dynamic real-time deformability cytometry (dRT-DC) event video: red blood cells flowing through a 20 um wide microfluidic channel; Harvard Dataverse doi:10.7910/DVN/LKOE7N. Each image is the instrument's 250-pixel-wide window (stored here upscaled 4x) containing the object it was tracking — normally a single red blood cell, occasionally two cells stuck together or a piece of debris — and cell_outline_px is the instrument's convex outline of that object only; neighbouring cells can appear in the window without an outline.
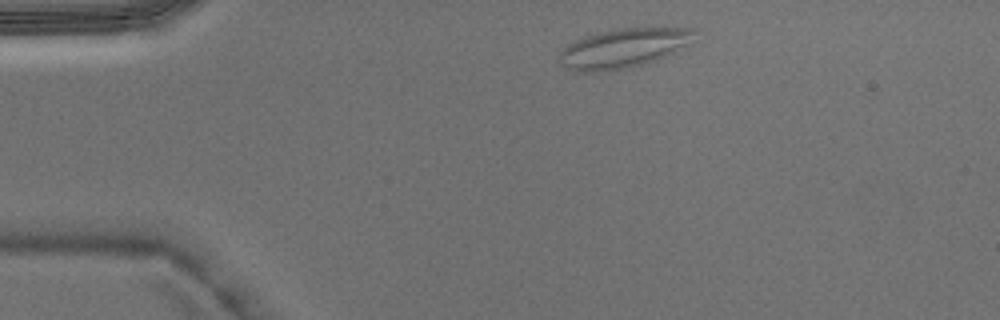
{"species": "Egyptian fruit bat (a non-hibernating species)", "species_latin": "Rousettus aegyptiacus", "temperature_condition": "warm", "stored_images_in_passage": 2, "camera_frame_rate_fps": 3000, "um_per_image_px": 0.085, "animal": {"sex": "male"}, "frame": {"image": 1, "passage_image": 1, "time_ms": 0.0, "image_size_px": [1000, 320], "cell_outline_px": [[696, 28], [684, 44], [672, 52], [656, 60], [624, 68], [604, 72], [576, 72], [560, 64], [556, 60], [556, 56], [568, 44], [576, 40], [596, 32], [612, 28]], "centroid_in_image_um": [52.82, 4.1], "position_along_channel_um": 32.2, "area_um2": 30.46}}